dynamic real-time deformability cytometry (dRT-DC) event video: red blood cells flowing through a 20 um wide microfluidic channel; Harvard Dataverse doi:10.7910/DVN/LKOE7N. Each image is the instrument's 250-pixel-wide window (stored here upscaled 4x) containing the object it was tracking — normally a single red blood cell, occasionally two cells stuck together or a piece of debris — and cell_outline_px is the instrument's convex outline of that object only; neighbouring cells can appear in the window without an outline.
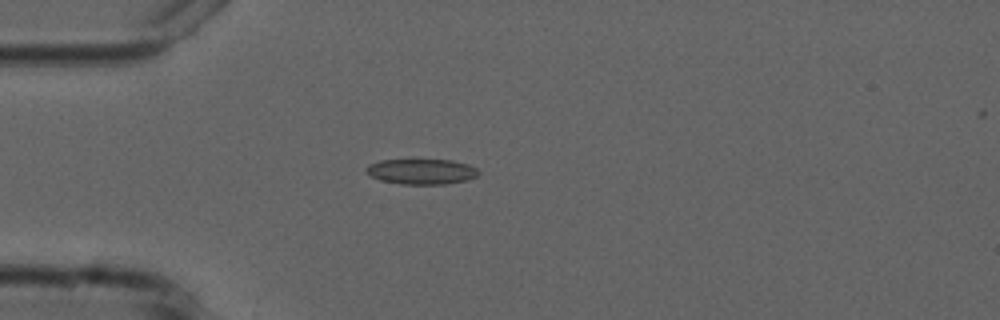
{"species": "common noctule bat (a hibernating species)", "species_latin": "Nyctalus noctula", "temperature_condition": "cold", "stored_images_in_passage": 3, "camera_frame_rate_fps": 3000, "um_per_image_px": 0.085, "animal": {"sex": "male", "forearm_length_mm": 52.5}, "frame": {"image": 1, "passage_image": 2, "time_ms": 1.333, "image_size_px": [1000, 320], "cell_outline_px": [[480, 172], [476, 176], [468, 180], [444, 184], [400, 184], [380, 180], [364, 172], [364, 168], [368, 164], [380, 160], [452, 160], [468, 164], [476, 168]], "centroid_in_image_um": [35.8, 14.58], "position_along_channel_um": 49.2, "area_um2": 16.7}}